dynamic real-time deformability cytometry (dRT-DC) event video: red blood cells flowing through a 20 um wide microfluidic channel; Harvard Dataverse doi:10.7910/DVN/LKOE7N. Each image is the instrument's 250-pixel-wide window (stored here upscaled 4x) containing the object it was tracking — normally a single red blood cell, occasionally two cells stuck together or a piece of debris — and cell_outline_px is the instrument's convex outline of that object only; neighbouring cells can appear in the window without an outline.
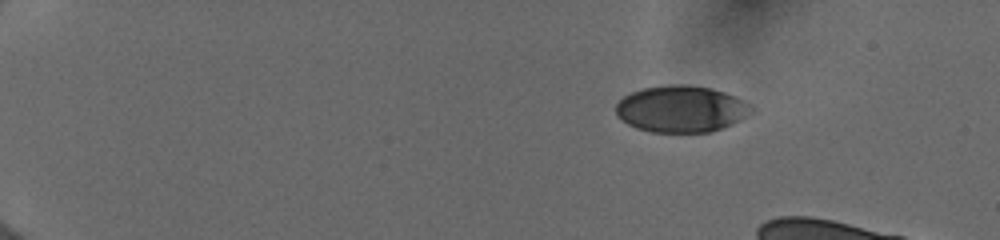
{"species": "human", "species_latin": "Homo sapiens", "temperature_condition": "cold", "stored_images_in_passage": 42, "camera_frame_rate_fps": 3000, "um_per_image_px": 0.085, "donor": {"sex": "female"}, "frame": {"image": 1, "passage_image": 1, "time_ms": 0.0, "image_size_px": [1000, 240], "cell_outline_px": [[756, 112], [732, 124], [712, 132], [652, 132], [636, 128], [628, 124], [616, 116], [616, 104], [624, 96], [632, 92], [644, 88], [668, 84], [688, 84], [712, 88], [724, 92], [744, 100], [752, 104], [756, 108]], "centroid_in_image_um": [57.96, 9.26], "position_along_channel_um": 27.0, "area_um2": 37.28}}
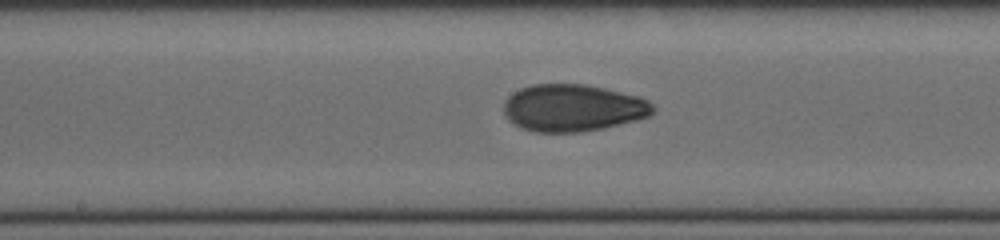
{"frame": {"image": 2, "passage_image": 23, "time_ms": 7.333, "image_size_px": [1000, 240], "cell_outline_px": [[656, 112], [648, 116], [636, 120], [604, 128], [580, 132], [536, 132], [520, 128], [508, 120], [504, 112], [504, 100], [512, 92], [520, 88], [532, 84], [584, 84], [604, 88], [640, 96], [648, 100], [656, 108]], "centroid_in_image_um": [48.7, 9.17], "position_along_channel_um": 199.5, "area_um2": 41.33}}
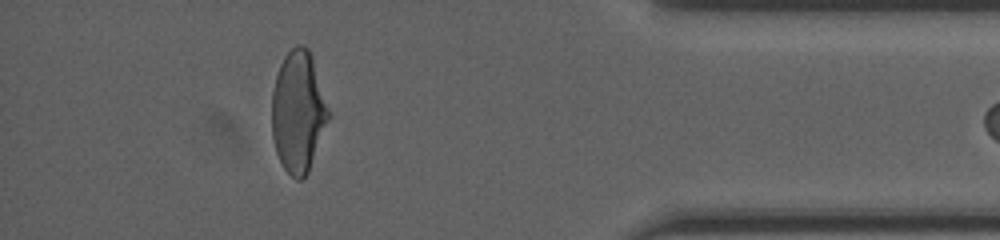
{"frame": {"image": 3, "passage_image": 41, "time_ms": 13.333, "image_size_px": [1000, 240], "cell_outline_px": [[332, 116], [308, 172], [300, 180], [296, 180], [284, 168], [276, 152], [272, 136], [272, 92], [276, 76], [280, 64], [284, 56], [296, 44], [304, 44], [308, 48], [332, 112]], "centroid_in_image_um": [25.38, 9.49], "position_along_channel_um": 409.8, "area_um2": 40.58}}